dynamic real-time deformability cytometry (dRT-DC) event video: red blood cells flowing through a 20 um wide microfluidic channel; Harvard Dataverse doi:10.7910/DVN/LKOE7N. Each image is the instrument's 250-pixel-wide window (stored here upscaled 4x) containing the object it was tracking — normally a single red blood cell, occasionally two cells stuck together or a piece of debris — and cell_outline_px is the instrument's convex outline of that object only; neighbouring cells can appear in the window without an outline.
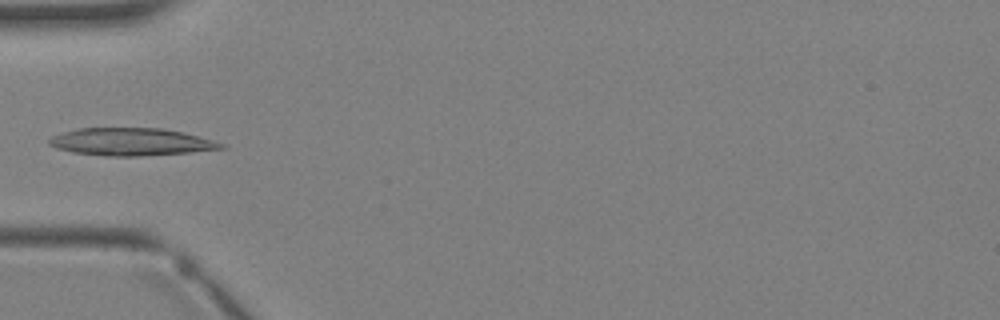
{"species": "Egyptian fruit bat (a non-hibernating species)", "species_latin": "Rousettus aegyptiacus", "temperature_condition": "warm", "stored_images_in_passage": 3, "camera_frame_rate_fps": 3000, "um_per_image_px": 0.085, "animal": {"sex": "female"}, "frame": {"image": 1, "passage_image": 3, "time_ms": 2.667, "image_size_px": [1000, 320], "cell_outline_px": [[228, 148], [188, 152], [140, 156], [108, 156], [72, 152], [56, 148], [48, 144], [48, 140], [52, 136], [64, 132], [80, 128], [164, 128], [212, 140], [224, 144]], "centroid_in_image_um": [11.11, 12.06], "position_along_channel_um": 73.9, "area_um2": 27.34}}